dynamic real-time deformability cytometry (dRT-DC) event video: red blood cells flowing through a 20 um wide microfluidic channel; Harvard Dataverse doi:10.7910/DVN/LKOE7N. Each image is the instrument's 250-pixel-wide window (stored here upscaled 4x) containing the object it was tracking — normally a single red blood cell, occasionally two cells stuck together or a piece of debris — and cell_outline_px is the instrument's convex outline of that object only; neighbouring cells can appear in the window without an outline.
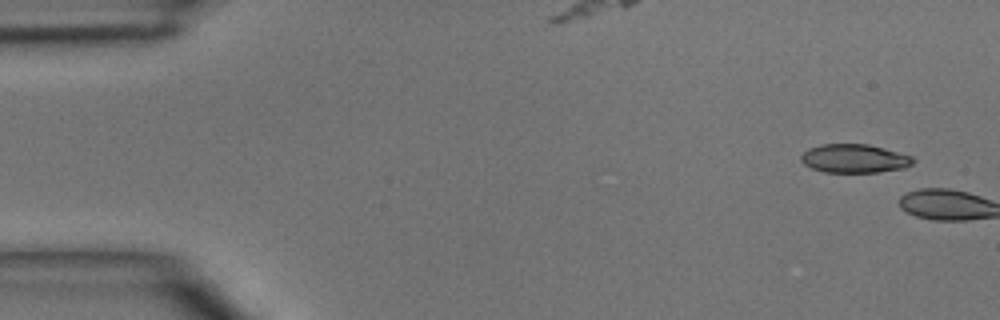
{"species": "common noctule bat (a hibernating species)", "species_latin": "Nyctalus noctula", "temperature_condition": "room temperature", "stored_images_in_passage": 5, "camera_frame_rate_fps": 3000, "um_per_image_px": 0.085, "animal": {"sex": "male", "body_mass_g": 15.6}, "frame": {"image": 1, "passage_image": 1, "time_ms": 0.0, "image_size_px": [1000, 320], "cell_outline_px": [[916, 160], [912, 164], [904, 168], [876, 172], [824, 172], [812, 168], [804, 164], [800, 160], [800, 156], [808, 148], [820, 144], [868, 144], [884, 148], [912, 156]], "centroid_in_image_um": [72.61, 13.47], "position_along_channel_um": 12.4, "area_um2": 18.73}}
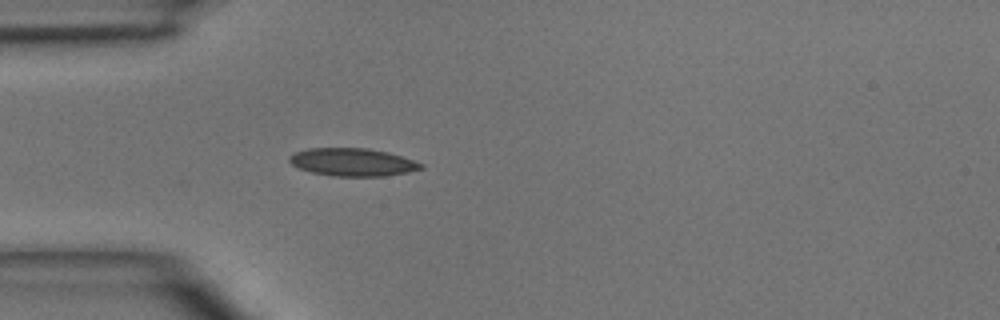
{"frame": {"image": 2, "passage_image": 5, "time_ms": 4.667, "image_size_px": [1000, 320], "cell_outline_px": [[424, 168], [408, 172], [384, 176], [332, 176], [312, 172], [300, 168], [292, 164], [288, 160], [288, 156], [296, 152], [308, 148], [368, 148], [388, 152], [424, 164]], "centroid_in_image_um": [29.97, 13.78], "position_along_channel_um": 55.0, "area_um2": 21.27}}